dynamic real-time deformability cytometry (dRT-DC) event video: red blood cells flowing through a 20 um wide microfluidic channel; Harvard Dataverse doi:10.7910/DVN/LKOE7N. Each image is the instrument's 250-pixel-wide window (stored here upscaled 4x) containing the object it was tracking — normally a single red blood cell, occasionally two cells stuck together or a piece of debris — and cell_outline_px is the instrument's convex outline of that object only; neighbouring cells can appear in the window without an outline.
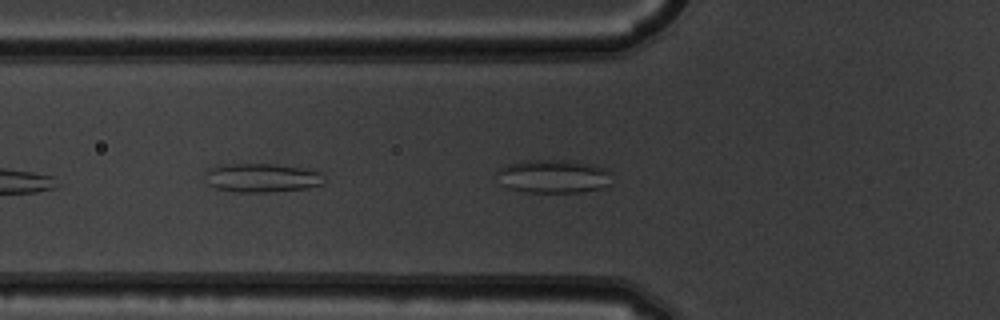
{"species": "common noctule bat (a hibernating species)", "species_latin": "Nyctalus noctula", "temperature_condition": "warm", "stored_images_in_passage": 8, "camera_frame_rate_fps": 3000, "um_per_image_px": 0.085, "animal": {"sex": "male", "body_mass_g": 19.5, "forearm_length_mm": 54.6}, "frame": {"image": 1, "passage_image": 4, "time_ms": 1.0, "image_size_px": [1000, 320], "cell_outline_px": [[324, 184], [308, 188], [268, 192], [236, 192], [216, 188], [208, 184], [204, 172], [208, 168], [220, 164], [276, 164], [308, 168], [324, 172]], "centroid_in_image_um": [22.3, 15.1], "position_along_channel_um": 103.5, "area_um2": 20.46}}